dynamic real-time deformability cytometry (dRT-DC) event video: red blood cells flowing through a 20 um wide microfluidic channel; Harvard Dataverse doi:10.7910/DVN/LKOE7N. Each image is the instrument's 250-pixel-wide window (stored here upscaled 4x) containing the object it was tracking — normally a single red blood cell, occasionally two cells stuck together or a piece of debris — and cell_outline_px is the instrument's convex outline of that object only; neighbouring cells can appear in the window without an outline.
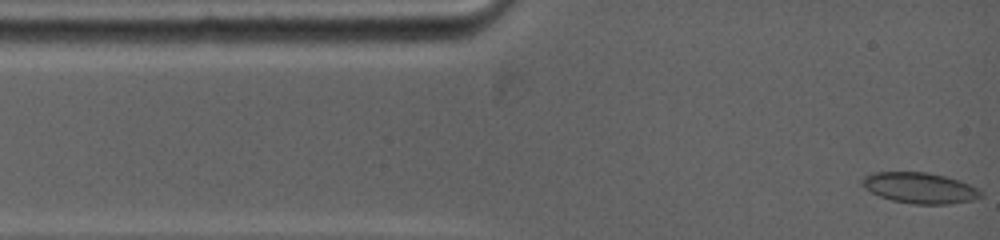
{"species": "common noctule bat (a hibernating species)", "species_latin": "Nyctalus noctula", "temperature_condition": "warm", "stored_images_in_passage": 29, "camera_frame_rate_fps": 5000, "um_per_image_px": 0.085, "animal": {"sex": "female", "body_mass_g": 19.0, "forearm_length_mm": 53.3}, "frame": {"image": 1, "passage_image": 1, "time_ms": 0.0, "image_size_px": [1000, 240], "cell_outline_px": [[984, 196], [972, 200], [948, 204], [912, 204], [892, 200], [880, 196], [864, 188], [860, 184], [860, 180], [864, 176], [876, 172], [928, 172], [960, 180], [976, 188]], "centroid_in_image_um": [78.15, 15.97], "position_along_channel_um": 6.8, "area_um2": 21.27}}
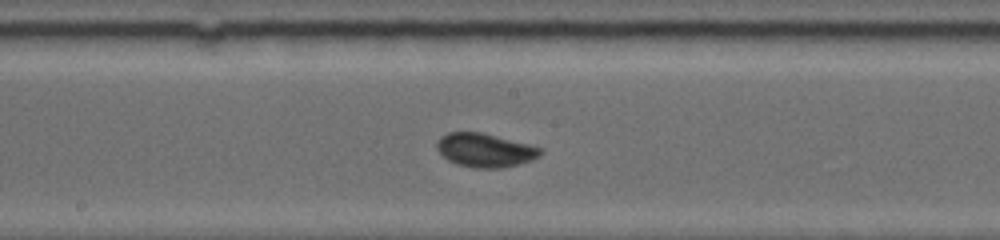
{"frame": {"image": 2, "passage_image": 17, "time_ms": 6.4, "image_size_px": [1000, 240], "cell_outline_px": [[544, 152], [540, 156], [532, 160], [520, 164], [500, 168], [472, 168], [456, 164], [448, 160], [436, 148], [436, 144], [440, 136], [448, 132], [480, 132], [532, 144], [540, 148]], "centroid_in_image_um": [41.25, 12.77], "position_along_channel_um": 207.0, "area_um2": 20.58}}
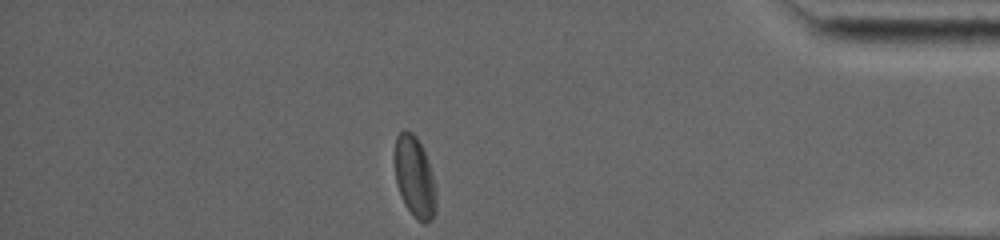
{"frame": {"image": 3, "passage_image": 29, "time_ms": 12.4, "image_size_px": [1000, 240], "cell_outline_px": [[436, 212], [432, 220], [424, 224], [404, 204], [396, 184], [396, 136], [404, 128], [412, 132], [416, 136], [424, 152], [436, 188]], "centroid_in_image_um": [35.26, 15.06], "position_along_channel_um": 399.9, "area_um2": 19.13}, "authors_computed_cell_mechanics": {"area_um2": 20.1722, "velocity_mm_per_s": 3.873, "shape_relaxation_time_tau1_ms": 7.5207, "shape_relaxation_time_tau2_ms": 1.0502, "deformation_change_tau1": 0.1527, "deformation_change_tau2": 0.0405}}